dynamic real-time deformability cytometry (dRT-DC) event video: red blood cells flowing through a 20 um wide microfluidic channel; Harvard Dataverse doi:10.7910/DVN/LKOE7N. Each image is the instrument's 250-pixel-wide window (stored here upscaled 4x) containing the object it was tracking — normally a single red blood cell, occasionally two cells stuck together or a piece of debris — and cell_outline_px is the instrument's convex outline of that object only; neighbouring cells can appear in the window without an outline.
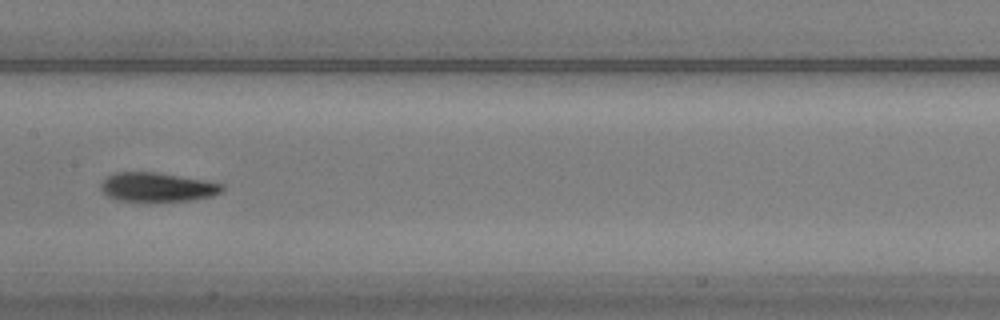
{"species": "common noctule bat (a hibernating species)", "species_latin": "Nyctalus noctula", "temperature_condition": "warm", "stored_images_in_passage": 23, "camera_frame_rate_fps": 3000, "um_per_image_px": 0.085, "animal": {"sex": "male", "body_mass_g": 20.5, "forearm_length_mm": 52.5}, "frame": {"image": 1, "passage_image": 13, "time_ms": 4.0, "image_size_px": [1000, 320], "cell_outline_px": [[224, 188], [220, 192], [212, 196], [192, 200], [144, 204], [116, 200], [108, 196], [100, 188], [100, 184], [108, 176], [116, 172], [156, 172], [204, 180], [224, 184]], "centroid_in_image_um": [13.34, 15.95], "position_along_channel_um": 194.1, "area_um2": 21.27}}
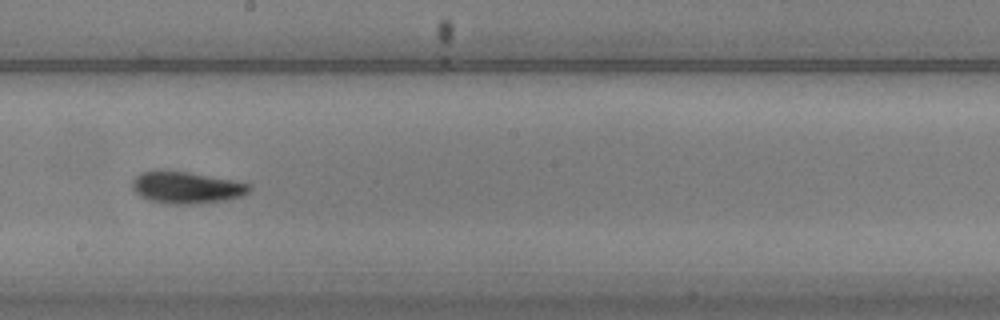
{"frame": {"image": 2, "passage_image": 16, "time_ms": 5.0, "image_size_px": [1000, 320], "cell_outline_px": [[252, 188], [244, 196], [228, 200], [188, 204], [168, 204], [148, 200], [140, 196], [132, 188], [132, 180], [140, 172], [188, 172], [232, 180], [252, 184]], "centroid_in_image_um": [15.89, 15.96], "position_along_channel_um": 232.3, "area_um2": 21.5}}